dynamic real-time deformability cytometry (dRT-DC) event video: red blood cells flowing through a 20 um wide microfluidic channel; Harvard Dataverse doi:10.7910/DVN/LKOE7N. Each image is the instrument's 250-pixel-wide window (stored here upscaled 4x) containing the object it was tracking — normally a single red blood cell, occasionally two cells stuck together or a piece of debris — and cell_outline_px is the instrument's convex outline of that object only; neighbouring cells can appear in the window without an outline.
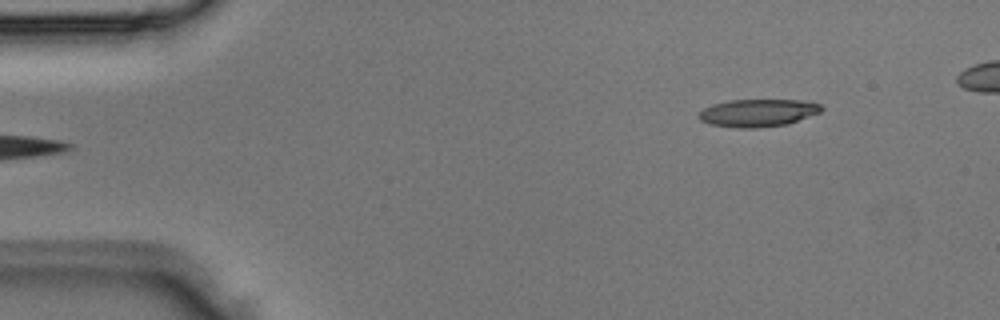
{"species": "Egyptian fruit bat (a non-hibernating species)", "species_latin": "Rousettus aegyptiacus", "temperature_condition": "room temperature", "stored_images_in_passage": 3, "camera_frame_rate_fps": 3000, "um_per_image_px": 0.085, "animal": {"sex": "male"}, "frame": {"image": 1, "passage_image": 3, "time_ms": 0.667, "image_size_px": [1000, 320], "cell_outline_px": [[824, 108], [820, 112], [788, 124], [756, 128], [736, 128], [708, 124], [700, 120], [696, 116], [704, 108], [712, 104], [728, 100], [800, 100], [820, 104]], "centroid_in_image_um": [64.38, 9.6], "position_along_channel_um": 20.6, "area_um2": 19.83}}